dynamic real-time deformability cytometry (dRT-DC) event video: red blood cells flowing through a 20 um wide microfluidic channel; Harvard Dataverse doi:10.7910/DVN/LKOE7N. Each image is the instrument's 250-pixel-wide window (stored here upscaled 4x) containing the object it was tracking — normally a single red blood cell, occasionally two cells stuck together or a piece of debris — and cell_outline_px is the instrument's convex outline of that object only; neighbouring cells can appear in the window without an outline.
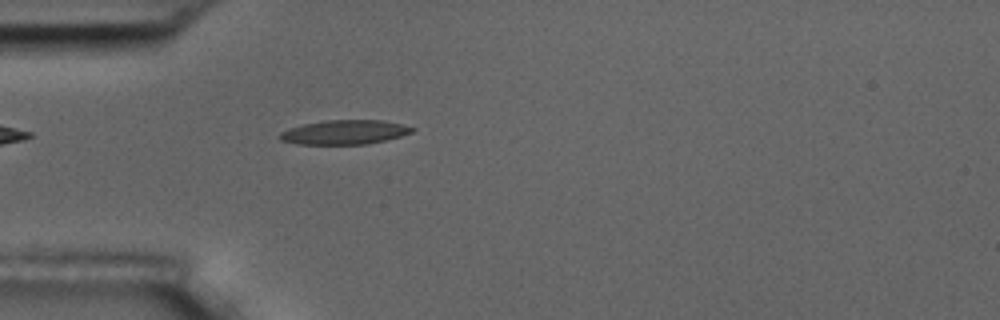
{"species": "common noctule bat (a hibernating species)", "species_latin": "Nyctalus noctula", "temperature_condition": "room temperature", "stored_images_in_passage": 5, "camera_frame_rate_fps": 3000, "um_per_image_px": 0.085, "animal": {"sex": "male", "body_mass_g": 17.5, "forearm_length_mm": 52.3}, "frame": {"image": 1, "passage_image": 5, "time_ms": 4.667, "image_size_px": [1000, 320], "cell_outline_px": [[416, 128], [412, 132], [400, 136], [368, 144], [296, 144], [280, 140], [276, 136], [280, 132], [288, 128], [304, 124], [324, 120], [384, 120]], "centroid_in_image_um": [29.23, 11.23], "position_along_channel_um": 55.8, "area_um2": 18.79}}